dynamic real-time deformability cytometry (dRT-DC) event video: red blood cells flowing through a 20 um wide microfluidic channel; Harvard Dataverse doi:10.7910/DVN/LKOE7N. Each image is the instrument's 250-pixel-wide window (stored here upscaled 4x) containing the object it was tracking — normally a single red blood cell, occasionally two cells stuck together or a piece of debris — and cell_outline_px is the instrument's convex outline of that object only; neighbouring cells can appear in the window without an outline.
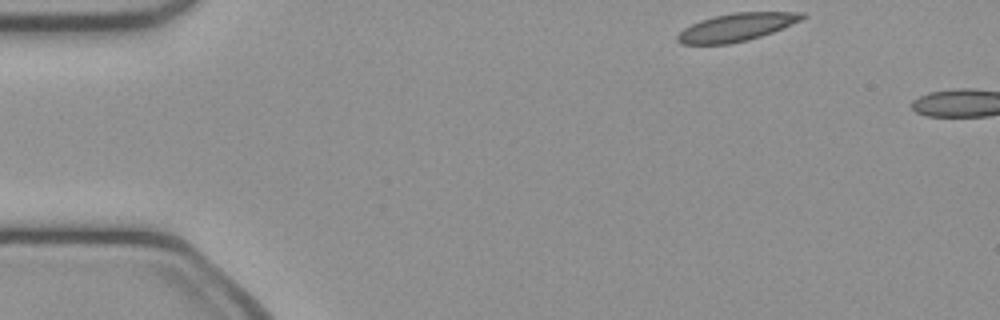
{"species": "common noctule bat (a hibernating species)", "species_latin": "Nyctalus noctula", "temperature_condition": "cold", "stored_images_in_passage": 3, "camera_frame_rate_fps": 3000, "um_per_image_px": 0.085, "animal": {"sex": "female", "body_mass_g": 21.9}, "frame": {"image": 1, "passage_image": 1, "time_ms": 0.0, "image_size_px": [1000, 320], "cell_outline_px": [[808, 16], [804, 20], [772, 32], [748, 40], [728, 44], [680, 44], [676, 40], [676, 36], [684, 28], [700, 20], [716, 16], [736, 12], [804, 12]], "centroid_in_image_um": [62.64, 2.31], "position_along_channel_um": 22.4, "area_um2": 20.29}}